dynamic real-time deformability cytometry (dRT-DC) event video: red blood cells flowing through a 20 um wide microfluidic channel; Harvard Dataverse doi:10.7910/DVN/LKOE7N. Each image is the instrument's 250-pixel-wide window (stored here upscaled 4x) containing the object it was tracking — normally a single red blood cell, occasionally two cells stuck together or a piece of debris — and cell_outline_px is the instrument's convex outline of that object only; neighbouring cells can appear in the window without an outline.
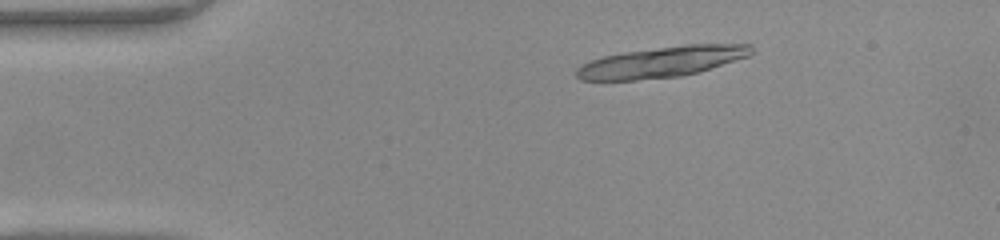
{"species": "common noctule bat (a hibernating species)", "species_latin": "Nyctalus noctula", "temperature_condition": "warm", "stored_images_in_passage": 9, "camera_frame_rate_fps": 3000, "um_per_image_px": 0.085, "animal": {"sex": "female", "body_mass_g": 22.0, "forearm_length_mm": 56.7}, "frame": {"image": 1, "passage_image": 1, "time_ms": 0.0, "image_size_px": [1000, 240], "cell_outline_px": [[752, 52], [748, 56], [696, 72], [680, 76], [636, 80], [580, 80], [576, 76], [576, 68], [580, 64], [604, 56], [624, 52], [684, 44], [752, 44]], "centroid_in_image_um": [56.2, 5.26], "position_along_channel_um": 28.8, "area_um2": 31.04}}